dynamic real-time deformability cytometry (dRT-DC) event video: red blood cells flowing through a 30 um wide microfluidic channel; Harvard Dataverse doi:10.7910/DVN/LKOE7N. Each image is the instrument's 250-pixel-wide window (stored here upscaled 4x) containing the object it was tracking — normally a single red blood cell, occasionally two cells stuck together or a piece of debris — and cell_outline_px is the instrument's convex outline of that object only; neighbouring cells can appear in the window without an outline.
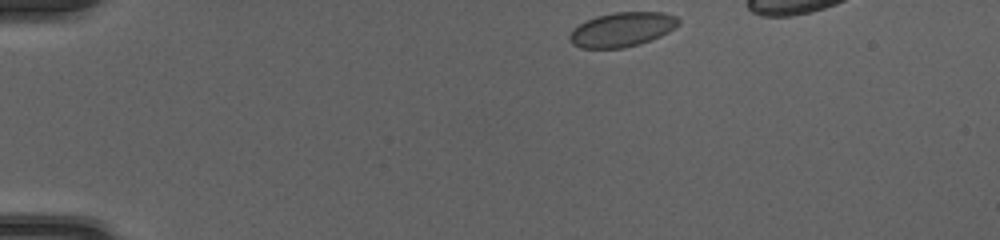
{"species": "common noctule bat (a hibernating species)", "species_latin": "Nyctalus noctula", "temperature_condition": "cold", "stored_images_in_passage": 36, "camera_frame_rate_fps": 3000, "um_per_image_px": 0.085, "animal": {"sex": "female", "body_mass_g": 20.0, "forearm_length_mm": 54.0}, "frame": {"image": 1, "passage_image": 1, "time_ms": 0.0, "image_size_px": [1000, 240], "cell_outline_px": [[680, 24], [668, 32], [652, 40], [640, 44], [624, 48], [580, 48], [572, 44], [568, 40], [568, 36], [572, 28], [596, 16], [616, 12], [664, 12], [676, 16], [680, 20]], "centroid_in_image_um": [52.87, 2.51], "position_along_channel_um": 32.1, "area_um2": 22.02}}
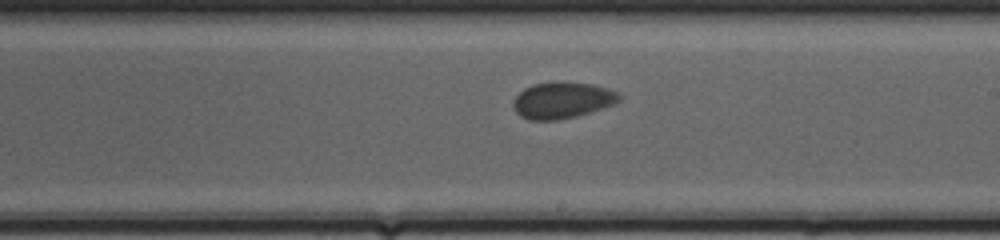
{"frame": {"image": 2, "passage_image": 22, "time_ms": 7.0, "image_size_px": [1000, 240], "cell_outline_px": [[620, 100], [616, 104], [604, 108], [576, 116], [556, 120], [528, 120], [520, 116], [512, 108], [512, 100], [524, 88], [532, 84], [556, 80], [592, 84], [608, 88], [616, 92], [620, 96]], "centroid_in_image_um": [47.76, 8.5], "position_along_channel_um": 241.2, "area_um2": 22.89}}
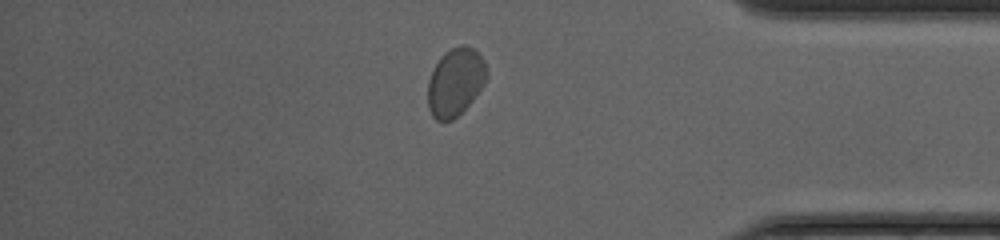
{"frame": {"image": 3, "passage_image": 35, "time_ms": 11.333, "image_size_px": [1000, 240], "cell_outline_px": [[488, 76], [484, 84], [472, 100], [452, 120], [436, 120], [432, 116], [428, 108], [428, 80], [432, 68], [440, 56], [444, 52], [460, 44], [464, 44], [472, 48], [484, 60], [488, 68]], "centroid_in_image_um": [38.7, 6.94], "position_along_channel_um": 396.5, "area_um2": 23.41}}